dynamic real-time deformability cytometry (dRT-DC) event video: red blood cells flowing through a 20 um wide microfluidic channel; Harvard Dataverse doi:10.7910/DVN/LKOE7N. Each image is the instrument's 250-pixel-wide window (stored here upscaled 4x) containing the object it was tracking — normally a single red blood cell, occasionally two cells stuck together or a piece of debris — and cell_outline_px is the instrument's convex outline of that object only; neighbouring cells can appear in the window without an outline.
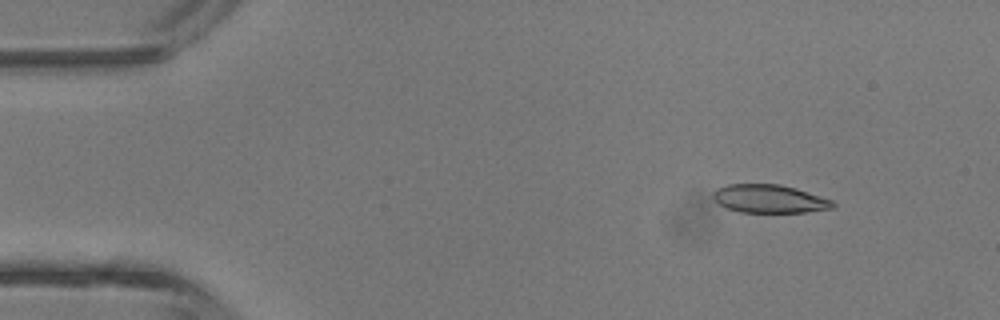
{"species": "common noctule bat (a hibernating species)", "species_latin": "Nyctalus noctula", "temperature_condition": "room temperature", "stored_images_in_passage": 3, "camera_frame_rate_fps": 3000, "um_per_image_px": 0.085, "animal": {"sex": "male", "body_mass_g": 13.3}, "frame": {"image": 1, "passage_image": 1, "time_ms": 0.0, "image_size_px": [1000, 320], "cell_outline_px": [[836, 208], [804, 212], [740, 212], [728, 208], [720, 204], [712, 196], [712, 192], [716, 188], [728, 184], [780, 184], [796, 188], [832, 200], [836, 204]], "centroid_in_image_um": [65.41, 16.89], "position_along_channel_um": 19.6, "area_um2": 19.71}}
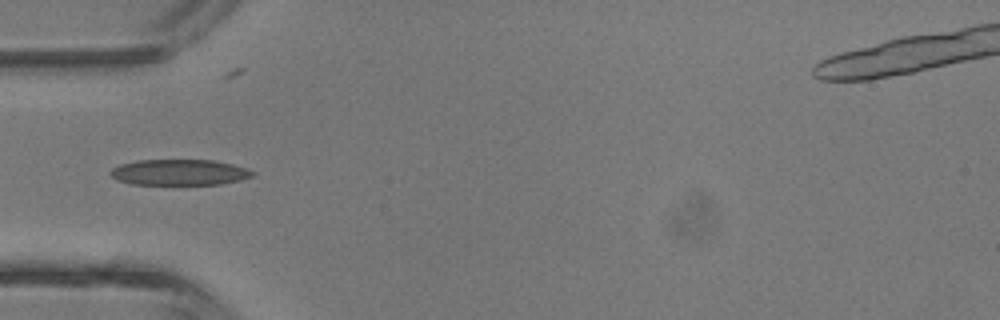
{"frame": {"image": 2, "passage_image": 3, "time_ms": 3.0, "image_size_px": [1000, 320], "cell_outline_px": [[256, 176], [240, 180], [220, 184], [132, 184], [116, 180], [108, 172], [112, 168], [120, 164], [136, 160], [212, 160], [244, 168], [256, 172]], "centroid_in_image_um": [15.21, 14.65], "position_along_channel_um": 69.8, "area_um2": 21.33}}